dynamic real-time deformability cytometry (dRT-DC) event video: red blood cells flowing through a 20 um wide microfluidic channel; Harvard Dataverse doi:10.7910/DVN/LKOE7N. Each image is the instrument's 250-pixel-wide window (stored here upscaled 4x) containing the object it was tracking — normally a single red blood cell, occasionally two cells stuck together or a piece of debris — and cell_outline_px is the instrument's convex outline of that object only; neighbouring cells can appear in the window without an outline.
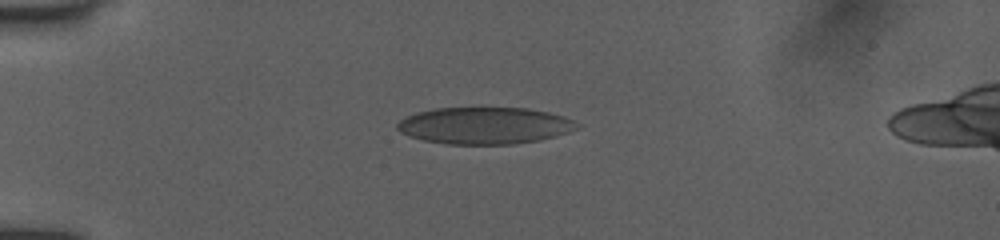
{"species": "human", "species_latin": "Homo sapiens", "temperature_condition": "room temperature", "stored_images_in_passage": 52, "camera_frame_rate_fps": 3000, "um_per_image_px": 0.085, "donor": {"sex": "female"}, "frame": {"image": 1, "passage_image": 1, "time_ms": 0.0, "image_size_px": [1000, 240], "cell_outline_px": [[576, 128], [540, 140], [512, 144], [448, 144], [424, 140], [400, 132], [396, 128], [396, 124], [400, 120], [416, 112], [436, 108], [528, 108], [548, 112], [572, 120]], "centroid_in_image_um": [41.11, 10.67], "position_along_channel_um": 43.9, "area_um2": 37.92}}
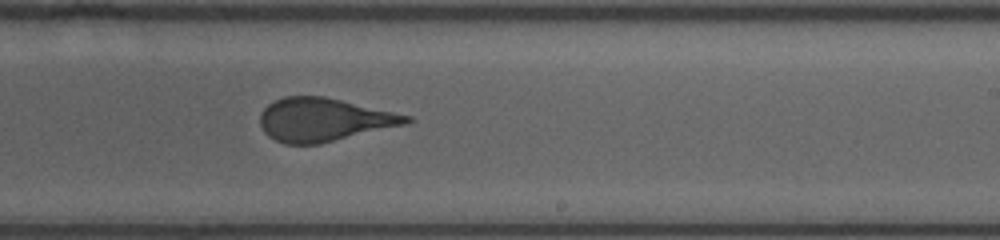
{"frame": {"image": 2, "passage_image": 30, "time_ms": 6.333, "image_size_px": [1000, 240], "cell_outline_px": [[412, 120], [408, 124], [320, 144], [284, 144], [268, 136], [264, 132], [260, 124], [260, 116], [264, 108], [268, 104], [284, 96], [324, 96], [412, 116]], "centroid_in_image_um": [27.53, 10.18], "position_along_channel_um": 261.5, "area_um2": 36.93}}
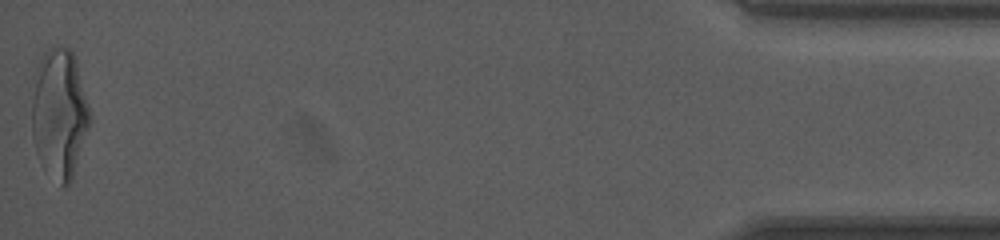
{"frame": {"image": 3, "passage_image": 52, "time_ms": 12.667, "image_size_px": [1000, 240], "cell_outline_px": [[92, 116], [72, 180], [64, 188], [60, 184], [36, 152], [32, 136], [32, 104], [36, 68], [44, 52], [48, 48], [68, 48], [72, 52], [76, 64]], "centroid_in_image_um": [5.06, 9.64], "position_along_channel_um": 430.1, "area_um2": 42.83}, "authors_computed_cell_mechanics": {"area_um2": 37.8301, "velocity_mm_per_s": 3.9887, "shape_relaxation_time_tau1_ms": 5.4044, "shape_relaxation_time_tau2_ms": 0.6994, "deformation_change_tau1": 0.1807, "deformation_change_tau2": 0.0769}}